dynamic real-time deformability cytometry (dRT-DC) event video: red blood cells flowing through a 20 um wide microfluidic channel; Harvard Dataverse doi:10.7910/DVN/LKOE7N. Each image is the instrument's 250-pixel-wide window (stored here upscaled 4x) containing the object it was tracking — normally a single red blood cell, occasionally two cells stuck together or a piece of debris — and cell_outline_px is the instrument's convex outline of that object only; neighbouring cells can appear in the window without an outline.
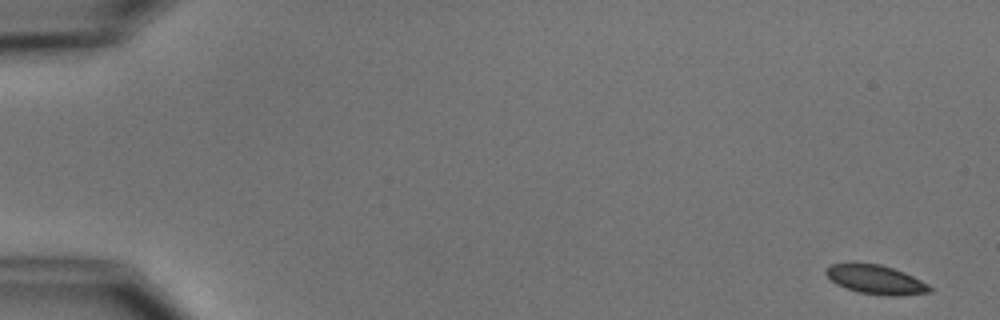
{"species": "common noctule bat (a hibernating species)", "species_latin": "Nyctalus noctula", "temperature_condition": "cold", "stored_images_in_passage": 6, "camera_frame_rate_fps": 3000, "um_per_image_px": 0.085, "animal": {"sex": "male", "body_mass_g": 15.6}, "frame": {"image": 1, "passage_image": 1, "time_ms": 0.0, "image_size_px": [1000, 320], "cell_outline_px": [[932, 292], [896, 296], [888, 296], [860, 292], [836, 284], [824, 272], [824, 268], [828, 264], [852, 260], [856, 260], [880, 264], [904, 272], [928, 284], [932, 288]], "centroid_in_image_um": [74.37, 23.71], "position_along_channel_um": 10.6, "area_um2": 18.09}}
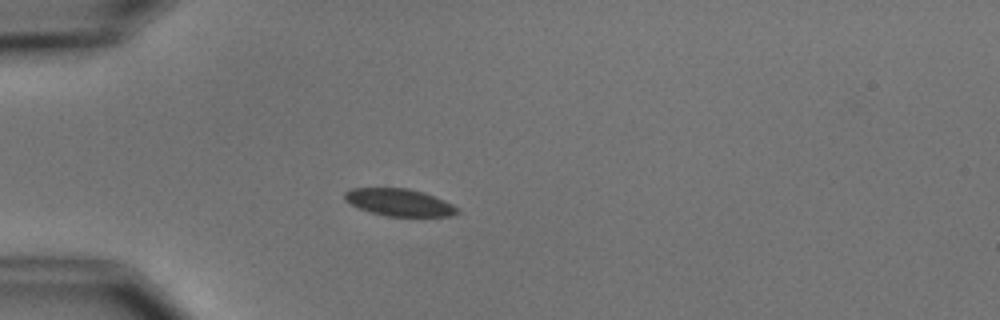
{"frame": {"image": 2, "passage_image": 5, "time_ms": 4.667, "image_size_px": [1000, 320], "cell_outline_px": [[460, 212], [452, 216], [388, 216], [372, 212], [360, 208], [344, 200], [344, 192], [352, 188], [408, 188], [424, 192], [444, 200], [460, 208]], "centroid_in_image_um": [33.97, 17.2], "position_along_channel_um": 51.0, "area_um2": 17.86}}